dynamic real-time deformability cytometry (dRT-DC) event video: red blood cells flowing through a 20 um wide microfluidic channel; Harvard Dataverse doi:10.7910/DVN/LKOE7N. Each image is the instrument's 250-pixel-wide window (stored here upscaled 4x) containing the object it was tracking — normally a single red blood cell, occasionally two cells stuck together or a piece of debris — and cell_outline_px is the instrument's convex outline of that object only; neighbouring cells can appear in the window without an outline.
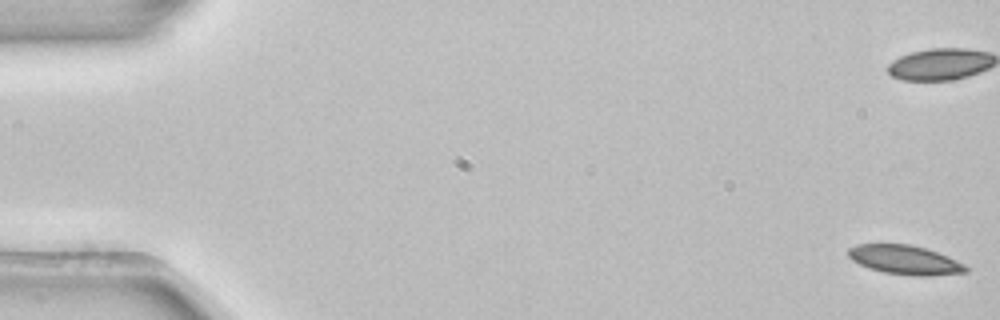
{"species": "common noctule bat (a hibernating species)", "species_latin": "Nyctalus noctula", "temperature_condition": "room temperature", "stored_images_in_passage": 8, "camera_frame_rate_fps": 3000, "um_per_image_px": 0.085, "animal": {"sex": "female", "body_mass_g": 22.7, "forearm_length_mm": 54.2}, "frame": {"image": 1, "passage_image": 1, "time_ms": 0.0, "image_size_px": [1000, 320], "cell_outline_px": [[968, 272], [928, 276], [912, 276], [884, 272], [868, 268], [852, 260], [848, 256], [848, 248], [856, 244], [912, 244], [928, 248], [948, 256], [964, 264], [968, 268]], "centroid_in_image_um": [76.93, 22.08], "position_along_channel_um": 8.1, "area_um2": 20.17}}